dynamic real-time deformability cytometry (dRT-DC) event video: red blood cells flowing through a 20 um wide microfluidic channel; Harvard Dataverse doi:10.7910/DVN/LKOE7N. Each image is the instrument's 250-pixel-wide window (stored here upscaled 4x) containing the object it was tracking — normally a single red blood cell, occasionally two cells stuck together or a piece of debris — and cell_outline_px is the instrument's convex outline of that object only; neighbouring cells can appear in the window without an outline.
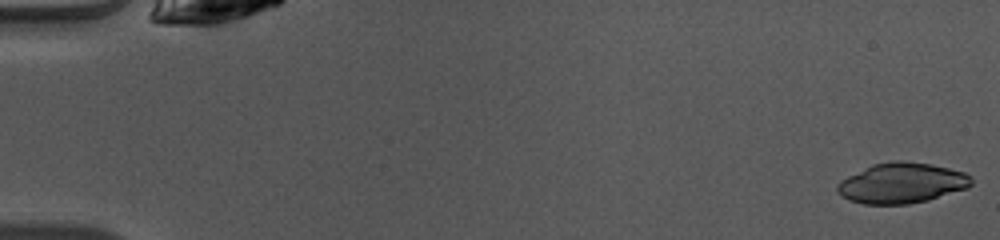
{"species": "common noctule bat (a hibernating species)", "species_latin": "Nyctalus noctula", "temperature_condition": "warm", "stored_images_in_passage": 44, "camera_frame_rate_fps": 3000, "um_per_image_px": 0.085, "animal": {"sex": "female", "body_mass_g": 10.0, "forearm_length_mm": 53.1}, "frame": {"image": 1, "passage_image": 1, "time_ms": 0.0, "image_size_px": [1000, 240], "cell_outline_px": [[972, 184], [968, 188], [928, 200], [908, 204], [864, 204], [848, 200], [840, 196], [836, 192], [836, 184], [840, 180], [872, 164], [892, 160], [900, 160], [932, 164], [964, 172], [972, 176]], "centroid_in_image_um": [76.63, 15.56], "position_along_channel_um": 8.4, "area_um2": 31.85}}